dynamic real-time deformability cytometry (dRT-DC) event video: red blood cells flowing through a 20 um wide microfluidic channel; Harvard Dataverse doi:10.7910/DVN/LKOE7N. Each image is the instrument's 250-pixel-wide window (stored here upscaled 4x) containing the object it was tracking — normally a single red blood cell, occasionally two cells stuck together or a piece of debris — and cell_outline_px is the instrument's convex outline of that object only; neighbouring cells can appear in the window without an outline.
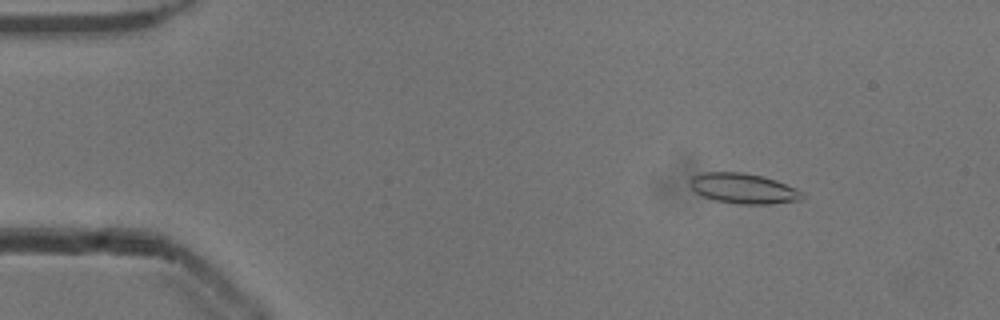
{"species": "common noctule bat (a hibernating species)", "species_latin": "Nyctalus noctula", "temperature_condition": "cold", "stored_images_in_passage": 10, "camera_frame_rate_fps": 3000, "um_per_image_px": 0.085, "animal": {"sex": "male", "body_mass_g": 13.3}, "frame": {"image": 1, "passage_image": 7, "time_ms": 2.0, "image_size_px": [1000, 320], "cell_outline_px": [[804, 196], [800, 200], [768, 204], [736, 204], [716, 200], [704, 196], [696, 192], [688, 184], [688, 180], [692, 176], [704, 172], [744, 172], [764, 176], [776, 180], [796, 188], [804, 192]], "centroid_in_image_um": [63.19, 16.01], "position_along_channel_um": 21.8, "area_um2": 19.94}}